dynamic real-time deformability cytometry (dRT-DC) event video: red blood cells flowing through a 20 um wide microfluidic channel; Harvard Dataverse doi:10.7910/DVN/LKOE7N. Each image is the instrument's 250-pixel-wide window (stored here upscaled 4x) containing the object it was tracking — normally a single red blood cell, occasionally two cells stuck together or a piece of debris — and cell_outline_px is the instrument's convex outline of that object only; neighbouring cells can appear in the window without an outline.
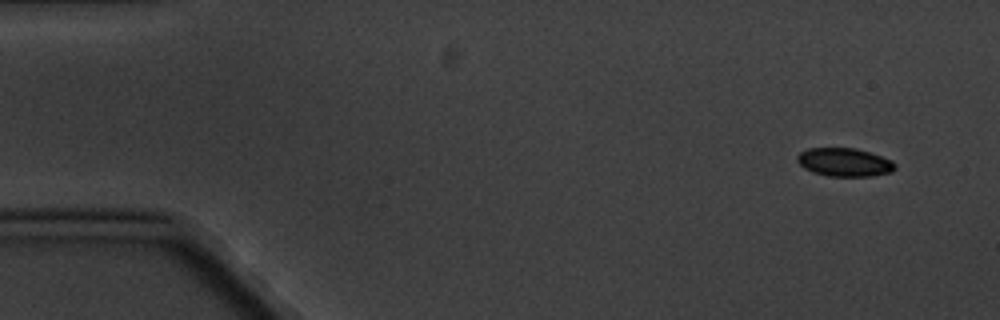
{"species": "common noctule bat (a hibernating species)", "species_latin": "Nyctalus noctula", "temperature_condition": "cold", "stored_images_in_passage": 6, "camera_frame_rate_fps": 3000, "um_per_image_px": 0.085, "animal": {"sex": "male", "body_mass_g": 20.1, "forearm_length_mm": 53.5}, "frame": {"image": 1, "passage_image": 1, "time_ms": 0.0, "image_size_px": [1000, 320], "cell_outline_px": [[896, 168], [892, 172], [872, 176], [828, 176], [812, 172], [804, 168], [796, 160], [796, 156], [800, 152], [808, 148], [856, 148], [892, 160], [896, 164]], "centroid_in_image_um": [71.77, 13.79], "position_along_channel_um": 13.2, "area_um2": 16.24}}
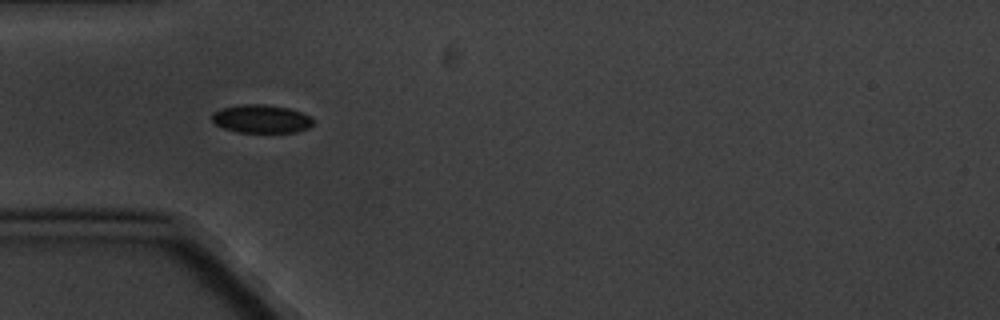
{"frame": {"image": 2, "passage_image": 5, "time_ms": 4.667, "image_size_px": [1000, 320], "cell_outline_px": [[316, 120], [308, 128], [296, 132], [236, 132], [224, 128], [216, 124], [212, 120], [212, 112], [224, 108], [244, 104], [260, 104], [288, 108], [312, 116]], "centroid_in_image_um": [22.24, 10.11], "position_along_channel_um": 62.8, "area_um2": 16.59}}